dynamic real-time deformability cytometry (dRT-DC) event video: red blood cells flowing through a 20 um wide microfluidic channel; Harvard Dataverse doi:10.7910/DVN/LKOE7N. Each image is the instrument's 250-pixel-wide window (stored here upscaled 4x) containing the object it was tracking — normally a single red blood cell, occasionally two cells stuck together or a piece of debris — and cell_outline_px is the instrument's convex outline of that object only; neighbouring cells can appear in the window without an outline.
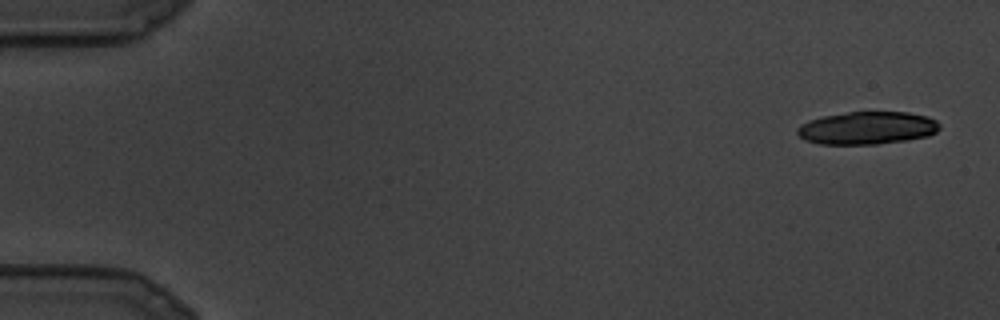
{"species": "common noctule bat (a hibernating species)", "species_latin": "Nyctalus noctula", "temperature_condition": "cold", "stored_images_in_passage": 12, "camera_frame_rate_fps": 3000, "um_per_image_px": 0.085, "animal": {"sex": "male", "body_mass_g": 19.5, "forearm_length_mm": 54.6}, "frame": {"image": 1, "passage_image": 1, "time_ms": 0.0, "image_size_px": [1000, 320], "cell_outline_px": [[940, 128], [936, 132], [928, 136], [908, 140], [876, 144], [820, 144], [804, 140], [796, 132], [796, 128], [800, 124], [808, 120], [824, 116], [848, 112], [908, 112], [928, 116], [936, 120], [940, 124]], "centroid_in_image_um": [73.71, 10.88], "position_along_channel_um": 11.3, "area_um2": 27.34}}
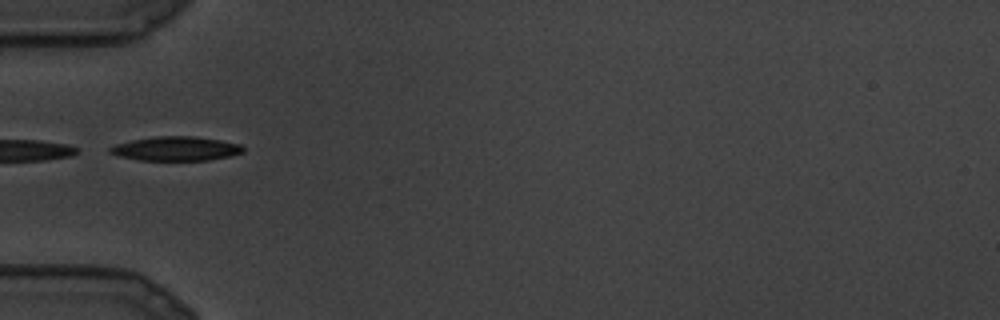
{"frame": {"image": 2, "passage_image": 9, "time_ms": 2.667, "image_size_px": [1000, 320], "cell_outline_px": [[244, 152], [228, 156], [208, 160], [140, 160], [120, 156], [108, 152], [108, 148], [116, 144], [132, 140], [156, 136], [196, 136], [220, 140], [240, 144], [244, 148]], "centroid_in_image_um": [14.95, 12.63], "position_along_channel_um": 70.0, "area_um2": 18.67}}